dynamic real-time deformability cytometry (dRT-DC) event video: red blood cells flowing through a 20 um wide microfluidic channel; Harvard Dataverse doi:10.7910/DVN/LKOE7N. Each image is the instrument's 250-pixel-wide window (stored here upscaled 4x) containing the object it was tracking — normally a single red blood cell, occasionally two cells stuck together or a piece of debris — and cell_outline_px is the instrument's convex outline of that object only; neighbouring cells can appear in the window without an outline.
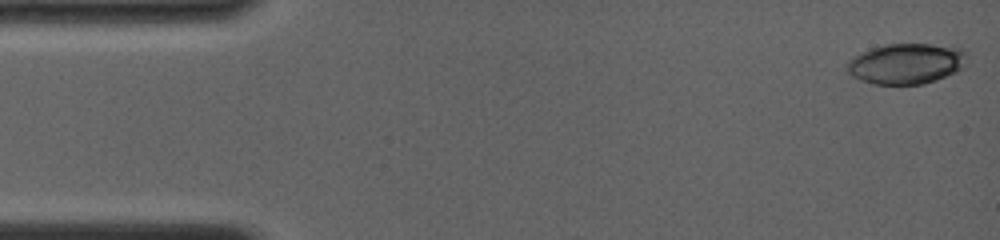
{"species": "common noctule bat (a hibernating species)", "species_latin": "Nyctalus noctula", "temperature_condition": "room temperature", "stored_images_in_passage": 5, "camera_frame_rate_fps": 4000, "um_per_image_px": 0.085, "animal": {"sex": "female", "body_mass_g": 19.0, "forearm_length_mm": 56.7}, "frame": {"image": 1, "passage_image": 1, "time_ms": 0.0, "image_size_px": [1000, 240], "cell_outline_px": [[960, 52], [956, 68], [952, 72], [936, 80], [924, 84], [876, 84], [860, 80], [848, 72], [844, 68], [848, 60], [852, 56], [872, 48], [884, 44], [932, 44], [960, 48]], "centroid_in_image_um": [76.81, 5.41], "position_along_channel_um": 8.2, "area_um2": 27.28}}
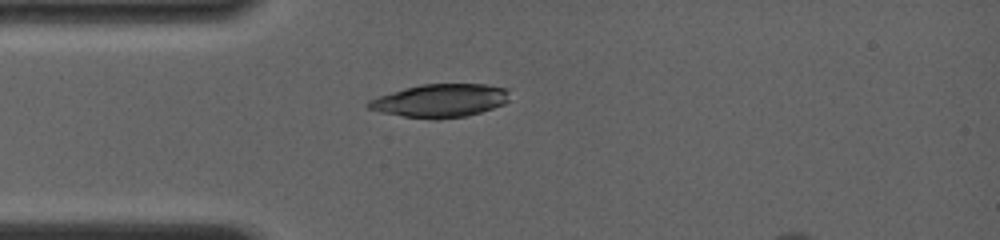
{"frame": {"image": 2, "passage_image": 5, "time_ms": 3.75, "image_size_px": [1000, 240], "cell_outline_px": [[508, 100], [504, 104], [480, 112], [464, 116], [436, 120], [432, 120], [404, 116], [380, 112], [368, 108], [364, 104], [368, 100], [404, 88], [424, 84], [484, 84], [508, 88]], "centroid_in_image_um": [37.41, 8.56], "position_along_channel_um": 47.6, "area_um2": 27.28}}